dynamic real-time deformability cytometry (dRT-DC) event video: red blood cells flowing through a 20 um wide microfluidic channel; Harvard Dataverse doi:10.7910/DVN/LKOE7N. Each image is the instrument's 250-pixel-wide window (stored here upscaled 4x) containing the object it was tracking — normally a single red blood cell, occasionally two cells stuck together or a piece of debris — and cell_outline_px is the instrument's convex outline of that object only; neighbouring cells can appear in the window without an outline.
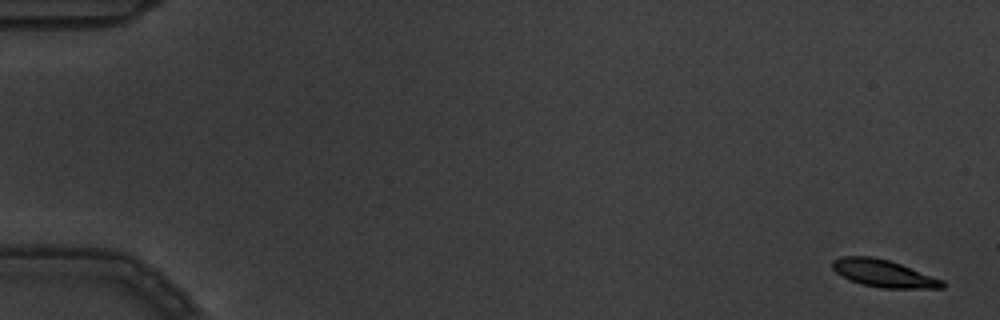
{"species": "common noctule bat (a hibernating species)", "species_latin": "Nyctalus noctula", "temperature_condition": "warm", "stored_images_in_passage": 7, "camera_frame_rate_fps": 3000, "um_per_image_px": 0.085, "animal": {"sex": "male", "body_mass_g": 19.5, "forearm_length_mm": 54.6}, "frame": {"image": 1, "passage_image": 1, "time_ms": 0.0, "image_size_px": [1000, 320], "cell_outline_px": [[944, 288], [880, 288], [864, 284], [852, 280], [836, 272], [832, 268], [832, 260], [844, 256], [872, 256], [888, 260], [900, 264], [944, 280]], "centroid_in_image_um": [75.11, 23.23], "position_along_channel_um": 9.9, "area_um2": 17.22}}
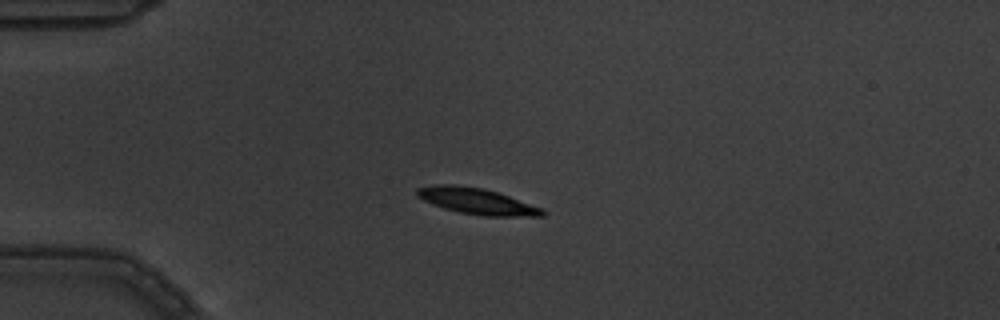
{"frame": {"image": 2, "passage_image": 5, "time_ms": 1.333, "image_size_px": [1000, 320], "cell_outline_px": [[548, 212], [544, 216], [484, 216], [460, 212], [444, 208], [432, 204], [416, 196], [416, 188], [440, 184], [452, 184], [480, 188], [496, 192], [508, 196], [540, 208]], "centroid_in_image_um": [40.5, 17.1], "position_along_channel_um": 44.5, "area_um2": 18.73}}